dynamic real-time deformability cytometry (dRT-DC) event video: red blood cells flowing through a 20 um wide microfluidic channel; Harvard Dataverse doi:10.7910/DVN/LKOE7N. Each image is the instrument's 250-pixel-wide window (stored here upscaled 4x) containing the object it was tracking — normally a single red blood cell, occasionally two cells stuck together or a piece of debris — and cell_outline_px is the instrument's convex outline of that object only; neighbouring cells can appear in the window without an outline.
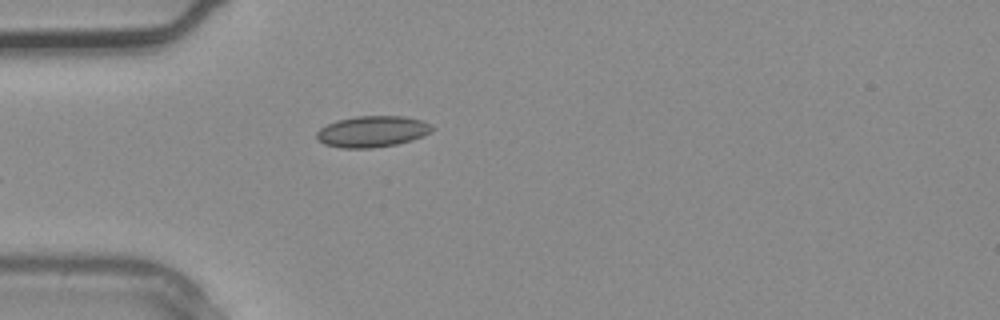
{"species": "common noctule bat (a hibernating species)", "species_latin": "Nyctalus noctula", "temperature_condition": "warm", "stored_images_in_passage": 3, "camera_frame_rate_fps": 3000, "um_per_image_px": 0.085, "animal": {"sex": "male", "body_mass_g": 20.4}, "frame": {"image": 1, "passage_image": 3, "time_ms": 0.667, "image_size_px": [1000, 320], "cell_outline_px": [[436, 128], [432, 132], [412, 140], [396, 144], [372, 148], [340, 148], [324, 144], [316, 140], [316, 132], [320, 128], [336, 120], [356, 116], [404, 116], [420, 120], [432, 124]], "centroid_in_image_um": [31.64, 11.18], "position_along_channel_um": 53.4, "area_um2": 21.21}}